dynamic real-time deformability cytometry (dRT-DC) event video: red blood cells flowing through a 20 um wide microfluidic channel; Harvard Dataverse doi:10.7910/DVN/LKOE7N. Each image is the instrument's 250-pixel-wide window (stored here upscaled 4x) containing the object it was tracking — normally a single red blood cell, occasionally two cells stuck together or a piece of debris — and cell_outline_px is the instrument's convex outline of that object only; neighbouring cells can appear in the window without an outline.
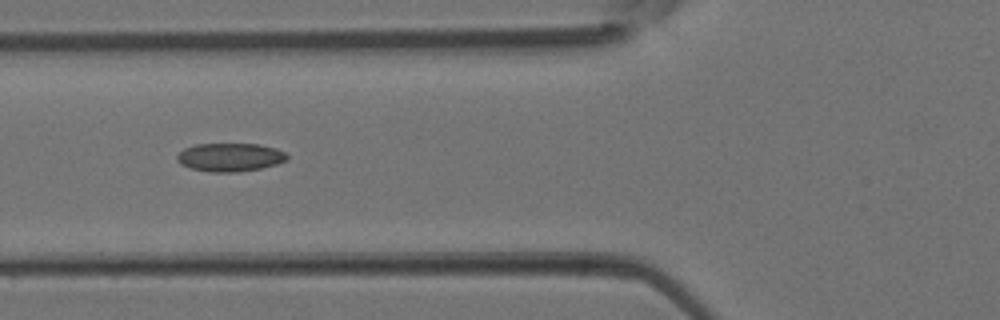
{"species": "Egyptian fruit bat (a non-hibernating species)", "species_latin": "Rousettus aegyptiacus", "temperature_condition": "room temperature", "stored_images_in_passage": 3, "camera_frame_rate_fps": 3000, "um_per_image_px": 0.085, "animal": {"sex": "female"}, "frame": {"image": 1, "passage_image": 2, "time_ms": 0.333, "image_size_px": [1000, 320], "cell_outline_px": [[288, 160], [276, 164], [260, 168], [236, 172], [208, 172], [192, 168], [180, 164], [176, 160], [176, 156], [184, 148], [196, 144], [260, 144], [276, 148], [284, 152], [288, 156]], "centroid_in_image_um": [19.54, 13.36], "position_along_channel_um": 106.3, "area_um2": 18.21}}
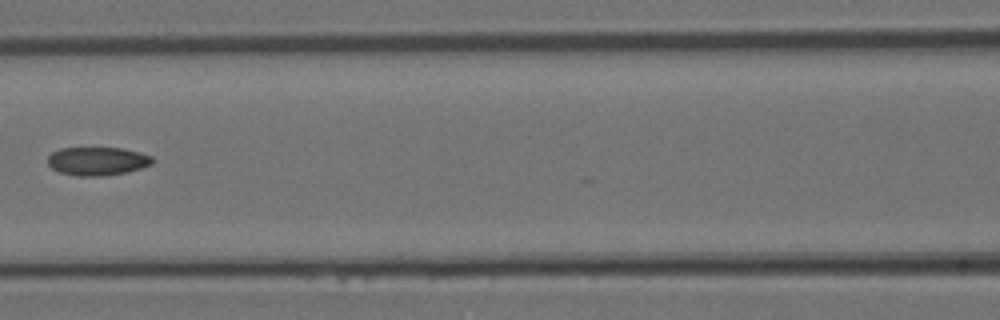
{"frame": {"image": 2, "passage_image": 3, "time_ms": 0.667, "image_size_px": [1000, 320], "cell_outline_px": [[152, 164], [128, 172], [104, 176], [76, 176], [60, 172], [52, 168], [48, 164], [48, 156], [52, 152], [60, 148], [124, 148], [140, 152], [152, 156]], "centroid_in_image_um": [8.28, 13.7], "position_along_channel_um": 158.3, "area_um2": 17.4}}